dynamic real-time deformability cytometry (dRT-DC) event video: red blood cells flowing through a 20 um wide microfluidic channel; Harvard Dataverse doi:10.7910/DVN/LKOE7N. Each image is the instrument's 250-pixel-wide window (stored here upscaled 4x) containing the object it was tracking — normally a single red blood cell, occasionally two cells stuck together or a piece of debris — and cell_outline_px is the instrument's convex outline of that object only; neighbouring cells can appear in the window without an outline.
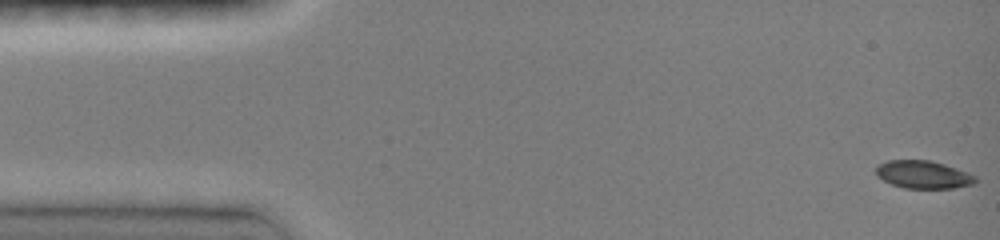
{"species": "common noctule bat (a hibernating species)", "species_latin": "Nyctalus noctula", "temperature_condition": "room temperature", "stored_images_in_passage": 47, "camera_frame_rate_fps": 3000, "um_per_image_px": 0.085, "animal": {"sex": "female", "body_mass_g": 19.0, "forearm_length_mm": 51.5}, "frame": {"image": 1, "passage_image": 1, "time_ms": 0.0, "image_size_px": [1000, 240], "cell_outline_px": [[976, 184], [952, 188], [904, 188], [892, 184], [876, 176], [876, 168], [880, 164], [888, 160], [928, 160], [944, 164], [956, 168], [976, 176]], "centroid_in_image_um": [78.48, 14.84], "position_along_channel_um": 6.5, "area_um2": 16.01}}
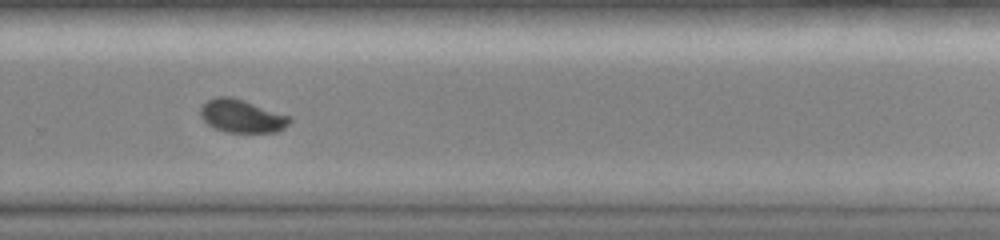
{"frame": {"image": 2, "passage_image": 32, "time_ms": 10.333, "image_size_px": [1000, 240], "cell_outline_px": [[292, 120], [284, 128], [276, 132], [224, 132], [208, 124], [200, 116], [200, 108], [208, 100], [216, 96], [232, 96], [292, 116]], "centroid_in_image_um": [20.57, 9.86], "position_along_channel_um": 309.2, "area_um2": 17.28}}
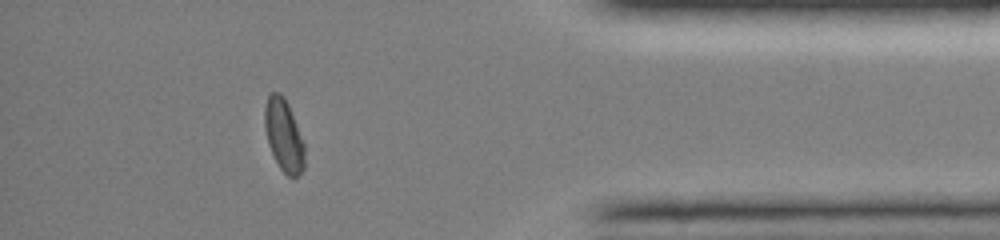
{"frame": {"image": 3, "passage_image": 41, "time_ms": 13.333, "image_size_px": [1000, 240], "cell_outline_px": [[304, 168], [296, 176], [288, 176], [280, 168], [268, 144], [264, 128], [264, 108], [268, 96], [272, 92], [280, 92], [284, 96], [288, 104], [304, 144]], "centroid_in_image_um": [24.1, 11.47], "position_along_channel_um": 411.1, "area_um2": 16.59}, "authors_computed_cell_mechanics": {"area_um2": 17.2822, "velocity_mm_per_s": 4.133, "shape_relaxation_time_tau1_ms": 3.6409, "shape_relaxation_time_tau2_ms": null, "deformation_change_tau1": 0.1208, "deformation_change_tau2": null}}